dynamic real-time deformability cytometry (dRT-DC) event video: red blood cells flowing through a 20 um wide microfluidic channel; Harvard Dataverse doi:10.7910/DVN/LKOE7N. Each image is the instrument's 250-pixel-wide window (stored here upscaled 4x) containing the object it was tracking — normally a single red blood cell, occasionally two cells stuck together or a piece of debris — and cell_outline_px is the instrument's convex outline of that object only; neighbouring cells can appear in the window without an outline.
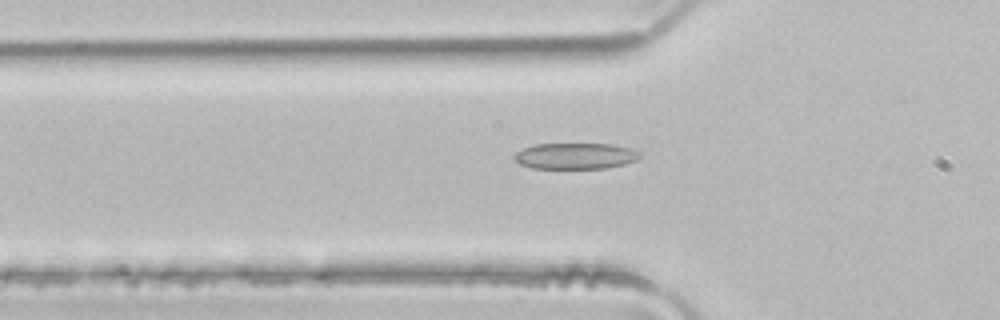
{"species": "common noctule bat (a hibernating species)", "species_latin": "Nyctalus noctula", "temperature_condition": "room temperature", "stored_images_in_passage": 38, "camera_frame_rate_fps": 3000, "um_per_image_px": 0.085, "animal": {"sex": "male", "body_mass_g": 21.5, "forearm_length_mm": 52.0}, "frame": {"image": 1, "passage_image": 8, "time_ms": 2.333, "image_size_px": [1000, 320], "cell_outline_px": [[640, 156], [636, 160], [624, 164], [608, 168], [532, 168], [520, 164], [512, 156], [516, 152], [532, 144], [612, 144], [632, 148], [640, 152]], "centroid_in_image_um": [48.91, 13.25], "position_along_channel_um": 76.9, "area_um2": 19.13}}
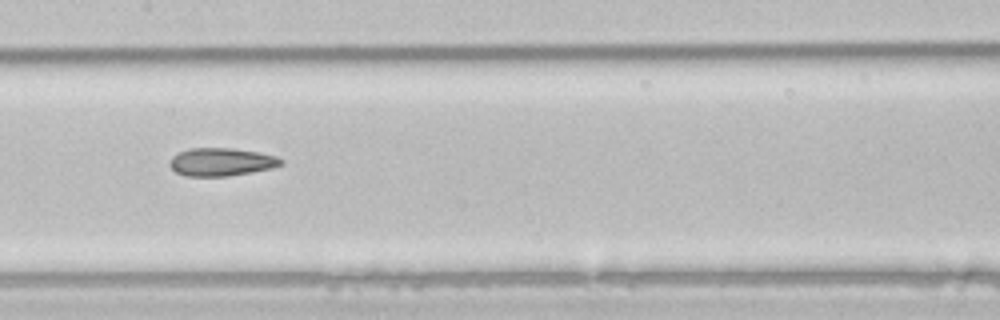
{"frame": {"image": 2, "passage_image": 16, "time_ms": 5.0, "image_size_px": [1000, 320], "cell_outline_px": [[284, 164], [272, 168], [252, 172], [228, 176], [184, 176], [176, 172], [168, 164], [172, 156], [188, 148], [232, 148], [256, 152], [276, 156], [284, 160]], "centroid_in_image_um": [18.81, 13.77], "position_along_channel_um": 188.6, "area_um2": 18.21}}
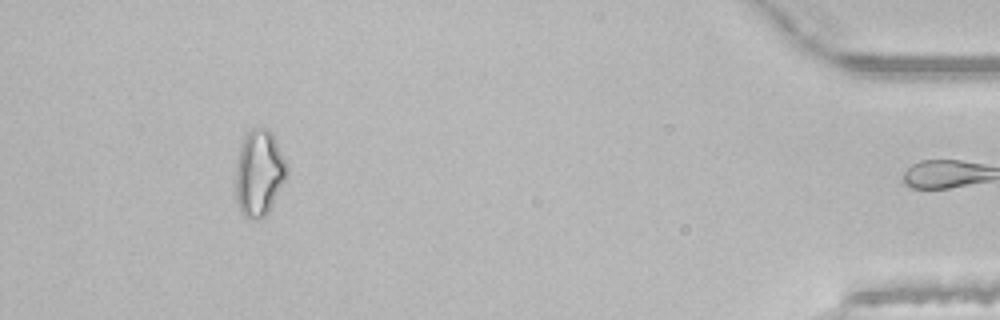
{"frame": {"image": 3, "passage_image": 37, "time_ms": 12.0, "image_size_px": [1000, 320], "cell_outline_px": [[288, 176], [268, 212], [264, 216], [244, 216], [240, 212], [236, 200], [236, 160], [240, 144], [244, 136], [252, 128], [268, 128], [272, 132], [288, 164]], "centroid_in_image_um": [22.04, 14.64], "position_along_channel_um": 413.2, "area_um2": 25.84}, "authors_computed_cell_mechanics": {"area_um2": 18.496, "velocity_mm_per_s": 4.1429, "shape_relaxation_time_tau1_ms": 6.6653, "shape_relaxation_time_tau2_ms": 3.2816, "deformation_change_tau1": 0.1457, "deformation_change_tau2": 0.1113}}